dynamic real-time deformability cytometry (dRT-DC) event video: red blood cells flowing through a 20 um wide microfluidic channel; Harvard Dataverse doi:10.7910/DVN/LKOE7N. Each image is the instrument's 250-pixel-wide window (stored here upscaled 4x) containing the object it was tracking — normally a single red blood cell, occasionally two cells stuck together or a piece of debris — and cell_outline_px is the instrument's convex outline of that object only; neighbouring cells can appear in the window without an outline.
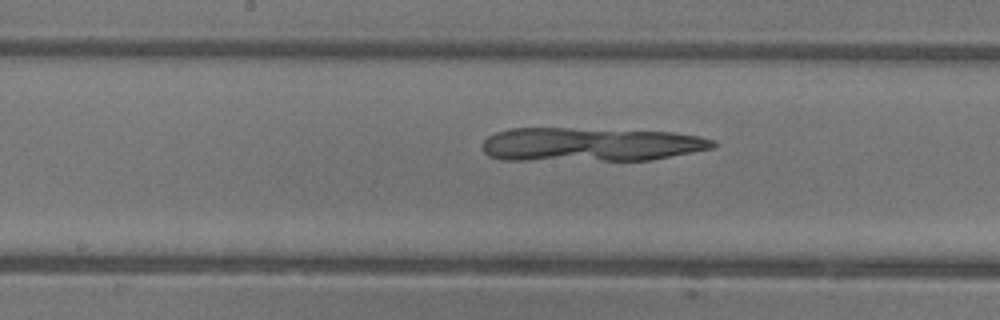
{"species": "common noctule bat (a hibernating species)", "species_latin": "Nyctalus noctula", "temperature_condition": "warm", "stored_images_in_passage": 38, "camera_frame_rate_fps": 3000, "um_per_image_px": 0.085, "animal": {"sex": "female"}, "frame": {"image": 1, "passage_image": 16, "time_ms": 5.0, "image_size_px": [1000, 320], "cell_outline_px": [[716, 144], [712, 148], [648, 160], [500, 160], [488, 156], [480, 148], [484, 140], [488, 136], [496, 132], [512, 128], [568, 128], [672, 132], [700, 136], [716, 140]], "centroid_in_image_um": [50.12, 12.28], "position_along_channel_um": 198.1, "area_um2": 45.55}}
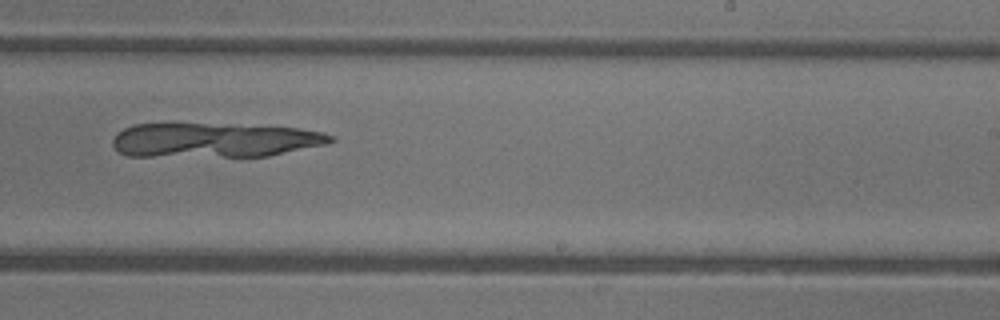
{"frame": {"image": 2, "passage_image": 21, "time_ms": 6.667, "image_size_px": [1000, 320], "cell_outline_px": [[336, 140], [328, 144], [268, 156], [128, 156], [120, 152], [112, 144], [112, 140], [124, 128], [136, 124], [204, 124], [296, 128], [324, 132], [336, 136]], "centroid_in_image_um": [18.28, 11.92], "position_along_channel_um": 270.7, "area_um2": 43.35}}